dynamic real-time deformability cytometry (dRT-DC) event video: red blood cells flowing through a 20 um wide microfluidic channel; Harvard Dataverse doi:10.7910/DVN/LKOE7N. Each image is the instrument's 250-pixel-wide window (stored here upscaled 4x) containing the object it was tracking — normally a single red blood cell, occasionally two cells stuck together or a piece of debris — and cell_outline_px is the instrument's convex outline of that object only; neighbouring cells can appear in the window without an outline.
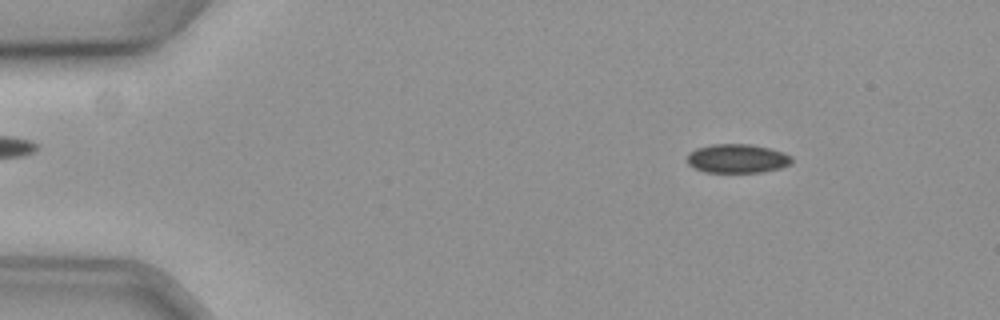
{"species": "common noctule bat (a hibernating species)", "species_latin": "Nyctalus noctula", "temperature_condition": "cold", "stored_images_in_passage": 18, "camera_frame_rate_fps": 3000, "um_per_image_px": 0.085, "animal": {"sex": "female", "body_mass_g": 19.3, "forearm_length_mm": 54.1}, "frame": {"image": 1, "passage_image": 4, "time_ms": 1.0, "image_size_px": [1000, 320], "cell_outline_px": [[792, 164], [780, 168], [760, 172], [704, 172], [688, 164], [688, 152], [696, 148], [712, 144], [752, 144], [784, 152], [792, 156]], "centroid_in_image_um": [62.68, 13.47], "position_along_channel_um": 22.3, "area_um2": 17.69}}
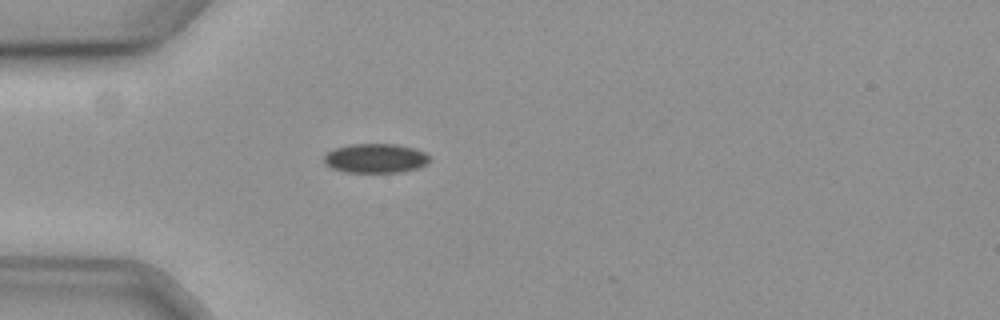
{"frame": {"image": 2, "passage_image": 13, "time_ms": 4.0, "image_size_px": [1000, 320], "cell_outline_px": [[432, 160], [428, 164], [416, 168], [400, 172], [344, 172], [332, 168], [324, 164], [324, 156], [328, 152], [336, 148], [348, 144], [396, 144], [412, 148], [424, 152], [432, 156]], "centroid_in_image_um": [31.94, 13.45], "position_along_channel_um": 53.1, "area_um2": 18.15}}